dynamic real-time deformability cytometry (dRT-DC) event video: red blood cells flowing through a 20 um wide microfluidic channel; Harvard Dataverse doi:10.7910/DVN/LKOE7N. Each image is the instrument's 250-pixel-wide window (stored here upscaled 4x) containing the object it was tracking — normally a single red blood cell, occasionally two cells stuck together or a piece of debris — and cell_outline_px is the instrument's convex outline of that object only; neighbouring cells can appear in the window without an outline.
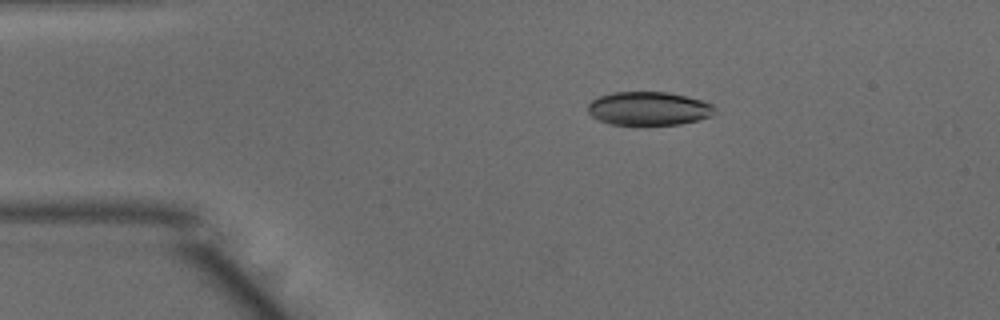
{"species": "common noctule bat (a hibernating species)", "species_latin": "Nyctalus noctula", "temperature_condition": "warm", "stored_images_in_passage": 50, "camera_frame_rate_fps": 3000, "um_per_image_px": 0.085, "animal": {"sex": "male", "body_mass_g": 15.6}, "frame": {"image": 1, "passage_image": 9, "time_ms": 2.667, "image_size_px": [1000, 320], "cell_outline_px": [[716, 108], [712, 116], [680, 124], [612, 124], [600, 120], [592, 116], [588, 112], [588, 104], [592, 100], [600, 96], [612, 92], [668, 92], [688, 96], [712, 104]], "centroid_in_image_um": [55.15, 9.21], "position_along_channel_um": 29.9, "area_um2": 24.62}}
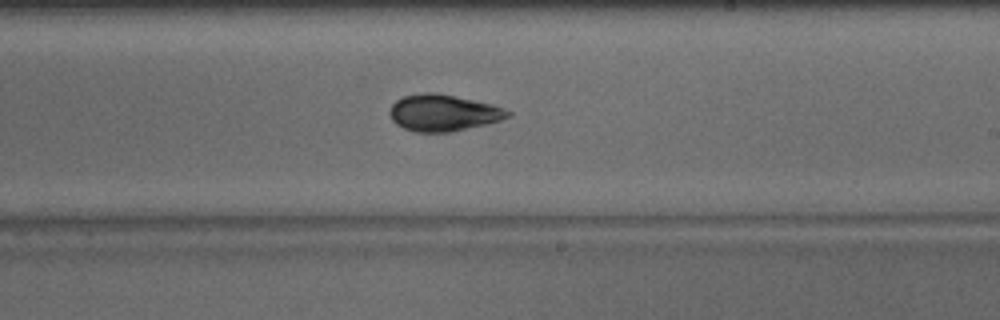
{"frame": {"image": 2, "passage_image": 29, "time_ms": 9.333, "image_size_px": [1000, 320], "cell_outline_px": [[512, 116], [500, 120], [452, 132], [416, 132], [404, 128], [396, 124], [392, 120], [392, 104], [396, 100], [404, 96], [420, 92], [432, 92], [492, 104], [504, 108], [512, 112]], "centroid_in_image_um": [37.7, 9.59], "position_along_channel_um": 251.3, "area_um2": 24.85}}
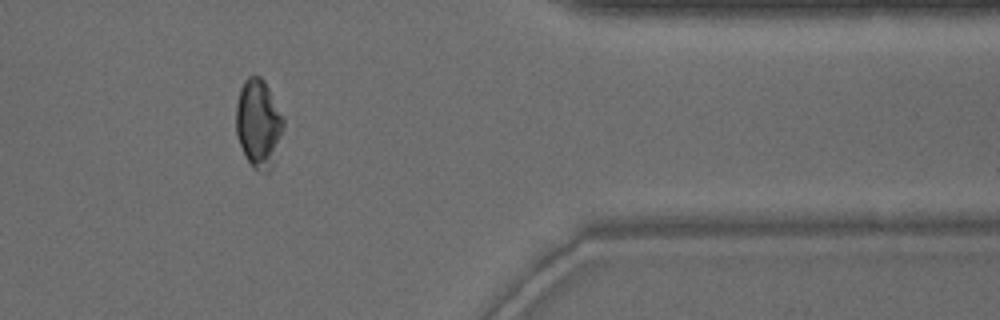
{"frame": {"image": 3, "passage_image": 41, "time_ms": 13.333, "image_size_px": [1000, 320], "cell_outline_px": [[284, 128], [272, 168], [268, 172], [256, 172], [252, 168], [236, 136], [236, 104], [240, 88], [244, 80], [248, 76], [260, 76], [264, 80], [284, 120]], "centroid_in_image_um": [21.96, 10.52], "position_along_channel_um": 389.4, "area_um2": 24.39}, "authors_computed_cell_mechanics": {"area_um2": 25.2586, "velocity_mm_per_s": 4.0077, "shape_relaxation_time_tau1_ms": 4.0379, "shape_relaxation_time_tau2_ms": 1.7467, "deformation_change_tau1": 0.1285, "deformation_change_tau2": 0.0666}}